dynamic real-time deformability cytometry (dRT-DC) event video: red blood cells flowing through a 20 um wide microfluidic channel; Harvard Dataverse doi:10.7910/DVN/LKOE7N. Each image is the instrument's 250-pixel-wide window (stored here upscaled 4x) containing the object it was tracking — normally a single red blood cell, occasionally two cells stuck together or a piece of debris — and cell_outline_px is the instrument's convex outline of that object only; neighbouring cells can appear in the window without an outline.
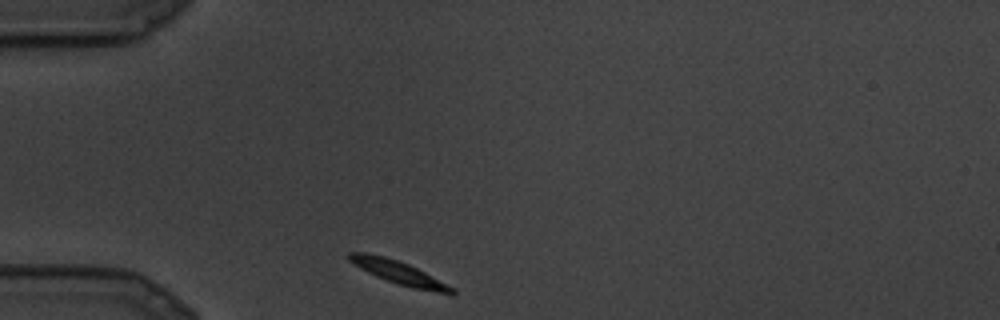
{"species": "common noctule bat (a hibernating species)", "species_latin": "Nyctalus noctula", "temperature_condition": "cold", "stored_images_in_passage": 7, "camera_frame_rate_fps": 3000, "um_per_image_px": 0.085, "animal": {"sex": "male", "body_mass_g": 19.5, "forearm_length_mm": 54.6}, "frame": {"image": 1, "passage_image": 1, "time_ms": 0.0, "image_size_px": [1000, 320], "cell_outline_px": [[456, 292], [452, 296], [412, 288], [376, 276], [360, 268], [348, 260], [344, 256], [348, 252], [368, 252], [384, 256], [408, 264], [456, 288]], "centroid_in_image_um": [33.93, 23.18], "position_along_channel_um": 51.1, "area_um2": 14.1}}
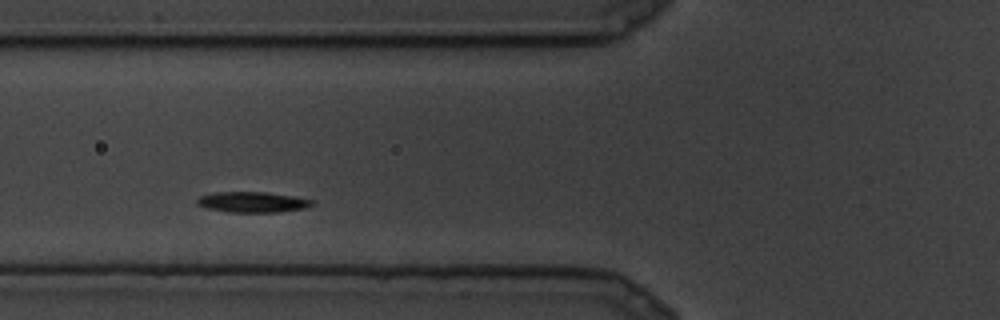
{"frame": {"image": 2, "passage_image": 4, "time_ms": 1.0, "image_size_px": [1000, 320], "cell_outline_px": [[312, 204], [304, 208], [276, 212], [228, 212], [208, 208], [196, 204], [196, 200], [200, 196], [212, 192], [268, 192], [292, 196], [312, 200]], "centroid_in_image_um": [21.4, 17.17], "position_along_channel_um": 104.4, "area_um2": 13.64}}
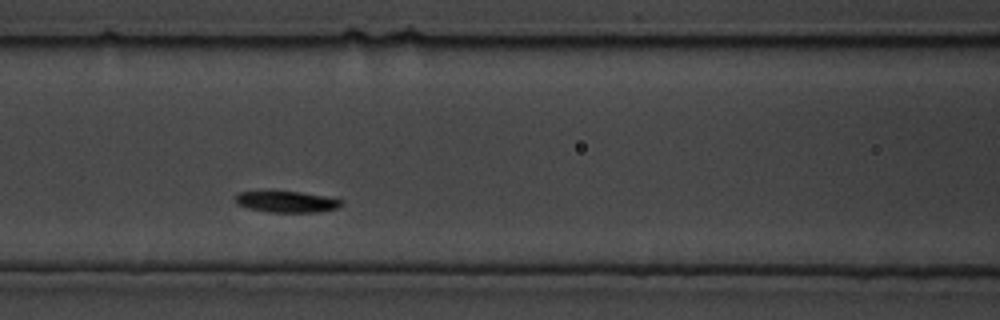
{"frame": {"image": 3, "passage_image": 6, "time_ms": 1.667, "image_size_px": [1000, 320], "cell_outline_px": [[344, 204], [336, 208], [316, 212], [268, 212], [248, 208], [236, 204], [236, 196], [240, 192], [300, 192], [324, 196], [344, 200]], "centroid_in_image_um": [24.4, 17.16], "position_along_channel_um": 142.2, "area_um2": 12.89}}